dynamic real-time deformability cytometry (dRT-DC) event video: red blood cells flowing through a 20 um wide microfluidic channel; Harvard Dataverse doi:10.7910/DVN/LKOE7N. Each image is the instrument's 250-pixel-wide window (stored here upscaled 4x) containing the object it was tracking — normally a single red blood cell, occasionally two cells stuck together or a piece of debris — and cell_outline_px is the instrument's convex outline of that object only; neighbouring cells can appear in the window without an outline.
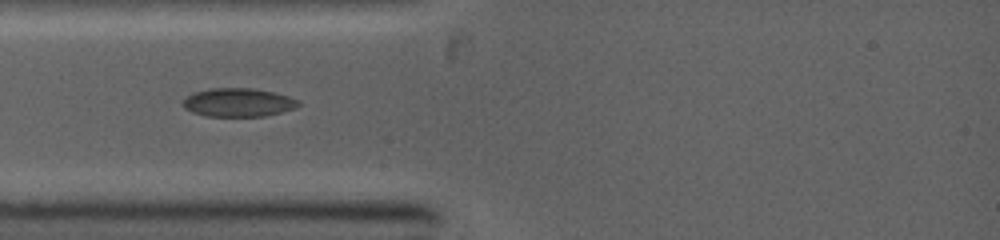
{"species": "common noctule bat (a hibernating species)", "species_latin": "Nyctalus noctula", "temperature_condition": "warm", "stored_images_in_passage": 45, "camera_frame_rate_fps": 5000, "um_per_image_px": 0.085, "animal": {"sex": "female", "body_mass_g": 19.0, "forearm_length_mm": 53.3}, "frame": {"image": 1, "passage_image": 5, "time_ms": 1.8, "image_size_px": [1000, 240], "cell_outline_px": [[300, 104], [296, 108], [264, 116], [204, 116], [192, 112], [184, 108], [184, 100], [188, 96], [196, 92], [208, 88], [252, 88], [272, 92], [288, 96], [300, 100]], "centroid_in_image_um": [20.27, 8.71], "position_along_channel_um": 64.7, "area_um2": 19.07}}
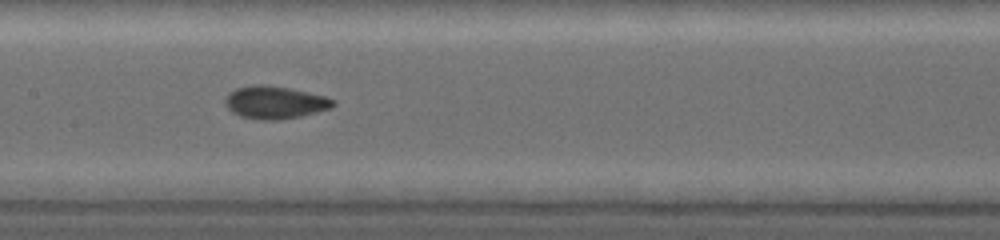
{"frame": {"image": 2, "passage_image": 12, "time_ms": 4.4, "image_size_px": [1000, 240], "cell_outline_px": [[336, 104], [332, 108], [300, 116], [280, 120], [264, 120], [240, 116], [232, 112], [228, 108], [224, 100], [236, 88], [260, 84], [288, 88], [324, 96], [336, 100]], "centroid_in_image_um": [23.4, 8.72], "position_along_channel_um": 184.0, "area_um2": 20.23}}
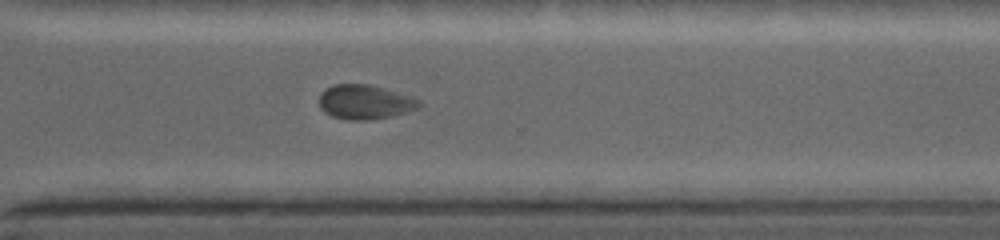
{"frame": {"image": 3, "passage_image": 21, "time_ms": 7.8, "image_size_px": [1000, 240], "cell_outline_px": [[424, 104], [420, 108], [392, 116], [364, 120], [348, 120], [332, 116], [324, 112], [320, 108], [320, 92], [324, 88], [332, 84], [368, 84], [384, 88], [412, 96], [420, 100]], "centroid_in_image_um": [31.03, 8.66], "position_along_channel_um": 339.6, "area_um2": 20.29}}